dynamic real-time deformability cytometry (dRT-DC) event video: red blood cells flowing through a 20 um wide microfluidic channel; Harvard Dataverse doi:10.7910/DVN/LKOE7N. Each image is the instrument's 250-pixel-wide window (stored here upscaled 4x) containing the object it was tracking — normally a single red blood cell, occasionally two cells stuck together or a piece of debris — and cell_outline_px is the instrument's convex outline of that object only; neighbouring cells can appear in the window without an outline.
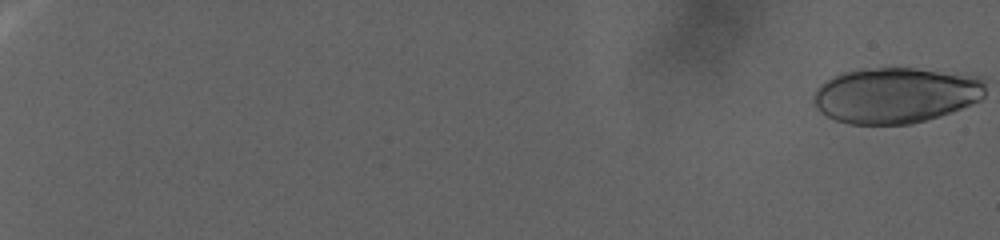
{"species": "human", "species_latin": "Homo sapiens", "temperature_condition": "warm", "stored_images_in_passage": 60, "camera_frame_rate_fps": 3000, "um_per_image_px": 0.085, "donor": {"sex": "female"}, "frame": {"image": 1, "passage_image": 1, "time_ms": 0.0, "image_size_px": [1000, 240], "cell_outline_px": [[984, 96], [980, 100], [952, 112], [940, 116], [912, 124], [848, 124], [836, 120], [820, 112], [816, 108], [812, 96], [816, 88], [820, 84], [832, 76], [844, 72], [860, 68], [912, 68], [976, 76], [984, 80]], "centroid_in_image_um": [76.09, 8.1], "position_along_channel_um": 8.9, "area_um2": 55.95}}
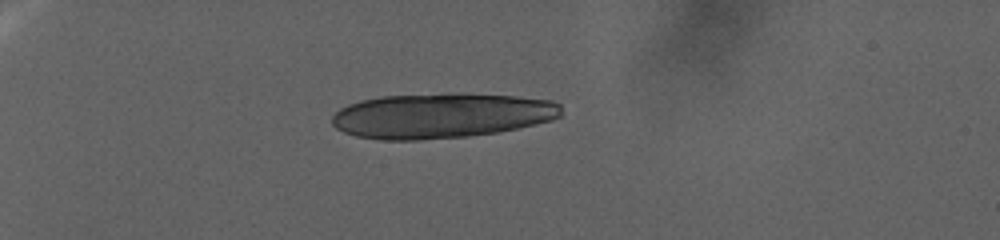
{"frame": {"image": 2, "passage_image": 42, "time_ms": 13.667, "image_size_px": [1000, 240], "cell_outline_px": [[560, 116], [552, 120], [536, 124], [496, 132], [468, 136], [416, 140], [380, 140], [356, 136], [344, 132], [336, 128], [332, 124], [332, 116], [340, 108], [348, 104], [360, 100], [380, 96], [460, 92], [512, 96], [552, 100], [560, 104]], "centroid_in_image_um": [37.48, 9.81], "position_along_channel_um": 47.5, "area_um2": 60.52}}